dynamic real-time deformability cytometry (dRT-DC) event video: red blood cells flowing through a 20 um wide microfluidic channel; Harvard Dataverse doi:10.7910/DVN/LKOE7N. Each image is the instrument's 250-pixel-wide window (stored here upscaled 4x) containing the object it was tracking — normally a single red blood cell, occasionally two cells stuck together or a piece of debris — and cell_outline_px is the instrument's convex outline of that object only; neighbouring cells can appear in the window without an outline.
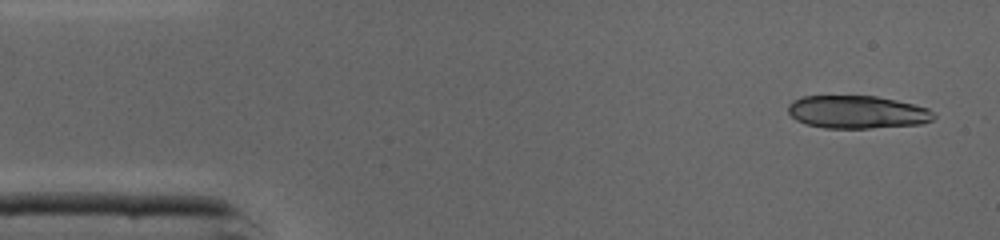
{"species": "common noctule bat (a hibernating species)", "species_latin": "Nyctalus noctula", "temperature_condition": "cold", "stored_images_in_passage": 44, "segment_of_instrument_passage": [1, 2], "camera_frame_rate_fps": 3000, "um_per_image_px": 0.085, "animal": {"sex": "male", "body_mass_g": 19.0, "forearm_length_mm": 50.8}, "frame": {"image": 1, "passage_image": 2, "time_ms": 0.333, "image_size_px": [1000, 240], "cell_outline_px": [[936, 116], [932, 120], [920, 124], [868, 128], [824, 128], [808, 124], [796, 120], [788, 112], [788, 104], [792, 100], [804, 96], [876, 96], [896, 100], [928, 108]], "centroid_in_image_um": [72.84, 9.52], "position_along_channel_um": 12.2, "area_um2": 27.8}}